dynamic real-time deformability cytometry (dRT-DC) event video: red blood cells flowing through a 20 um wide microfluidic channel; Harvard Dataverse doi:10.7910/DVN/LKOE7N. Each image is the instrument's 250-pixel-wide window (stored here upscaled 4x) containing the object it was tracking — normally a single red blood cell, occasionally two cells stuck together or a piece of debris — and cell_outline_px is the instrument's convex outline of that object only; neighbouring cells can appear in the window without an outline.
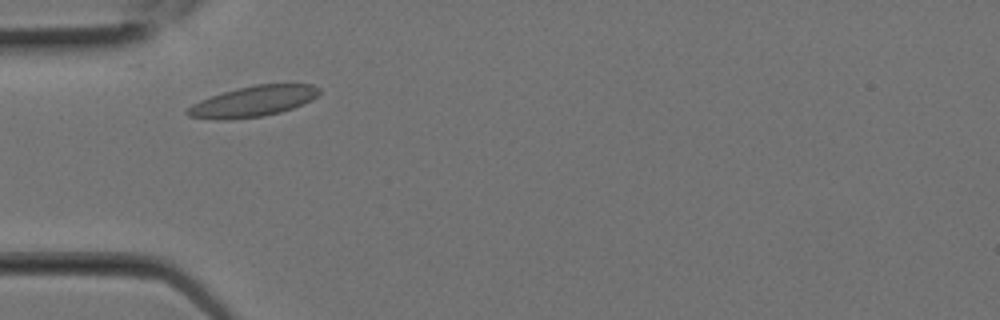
{"species": "Egyptian fruit bat (a non-hibernating species)", "species_latin": "Rousettus aegyptiacus", "temperature_condition": "room temperature", "stored_images_in_passage": 1, "camera_frame_rate_fps": 3000, "um_per_image_px": 0.085, "animal": {"sex": "female"}, "frame": {"image": 1, "passage_image": 1, "time_ms": 0.0, "image_size_px": [1000, 320], "cell_outline_px": [[320, 92], [312, 100], [304, 104], [280, 112], [264, 116], [228, 120], [216, 120], [188, 116], [184, 112], [192, 104], [200, 100], [224, 92], [256, 84], [312, 84], [320, 88]], "centroid_in_image_um": [21.52, 8.63], "position_along_channel_um": 63.5, "area_um2": 23.52}}